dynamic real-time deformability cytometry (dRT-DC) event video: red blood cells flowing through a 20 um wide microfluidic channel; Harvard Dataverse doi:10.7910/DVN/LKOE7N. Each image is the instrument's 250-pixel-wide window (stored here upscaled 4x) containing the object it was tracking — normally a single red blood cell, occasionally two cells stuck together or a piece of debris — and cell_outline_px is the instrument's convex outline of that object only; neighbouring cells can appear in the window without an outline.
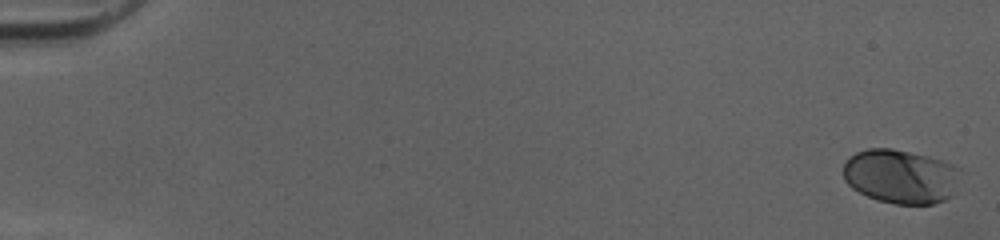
{"species": "human", "species_latin": "Homo sapiens", "temperature_condition": "cold", "stored_images_in_passage": 53, "camera_frame_rate_fps": 3000, "um_per_image_px": 0.085, "donor": {"sex": "female"}, "frame": {"image": 1, "passage_image": 1, "time_ms": 0.0, "image_size_px": [1000, 240], "cell_outline_px": [[964, 172], [956, 192], [952, 196], [936, 204], [896, 204], [880, 200], [868, 196], [852, 188], [844, 180], [844, 164], [856, 152], [868, 148], [892, 148], [928, 156], [952, 164], [960, 168]], "centroid_in_image_um": [76.65, 15.0], "position_along_channel_um": 8.4, "area_um2": 37.4}}
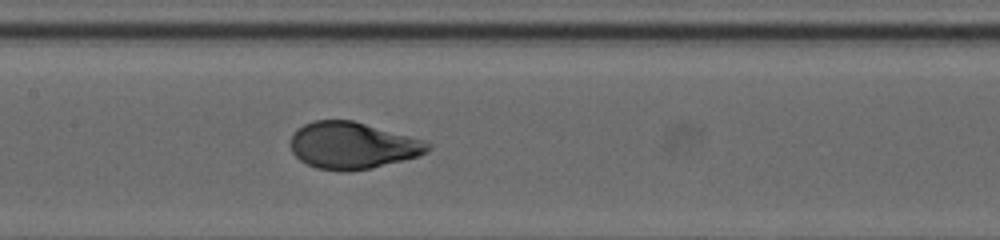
{"frame": {"image": 2, "passage_image": 27, "time_ms": 8.667, "image_size_px": [1000, 240], "cell_outline_px": [[432, 148], [428, 152], [404, 160], [372, 168], [344, 172], [316, 168], [300, 160], [292, 152], [288, 144], [296, 128], [312, 120], [352, 120], [424, 140], [432, 144]], "centroid_in_image_um": [29.94, 12.37], "position_along_channel_um": 177.5, "area_um2": 37.63}}
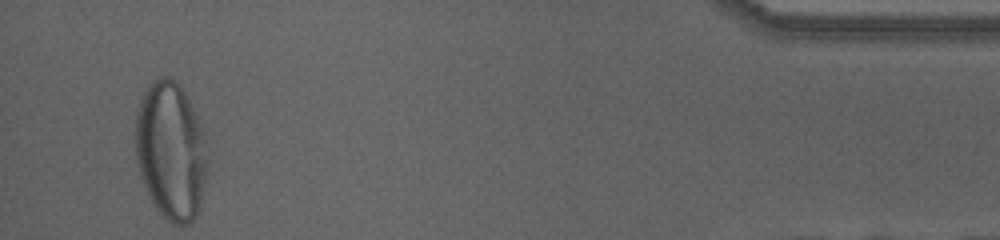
{"frame": {"image": 3, "passage_image": 50, "time_ms": 16.333, "image_size_px": [1000, 240], "cell_outline_px": [[208, 172], [200, 204], [196, 216], [188, 224], [172, 224], [156, 208], [140, 176], [136, 160], [136, 112], [140, 100], [148, 84], [152, 80], [160, 76], [168, 76], [176, 80], [180, 84], [204, 128], [208, 140]], "centroid_in_image_um": [14.56, 12.77], "position_along_channel_um": 420.6, "area_um2": 58.78}}